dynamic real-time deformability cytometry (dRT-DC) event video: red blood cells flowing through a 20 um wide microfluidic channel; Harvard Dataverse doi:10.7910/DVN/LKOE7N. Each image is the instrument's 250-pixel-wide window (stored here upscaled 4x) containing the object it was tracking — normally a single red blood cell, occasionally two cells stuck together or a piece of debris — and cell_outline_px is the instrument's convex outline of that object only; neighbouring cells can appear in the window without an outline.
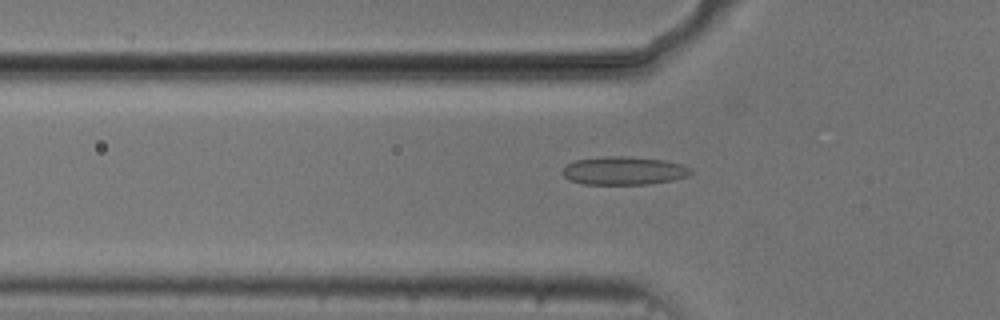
{"species": "common noctule bat (a hibernating species)", "species_latin": "Nyctalus noctula", "temperature_condition": "cold", "stored_images_in_passage": 53, "camera_frame_rate_fps": 3000, "um_per_image_px": 0.085, "animal": {"sex": "male", "body_mass_g": 20.5, "forearm_length_mm": 52.5}, "frame": {"image": 1, "passage_image": 17, "time_ms": 5.333, "image_size_px": [1000, 320], "cell_outline_px": [[692, 172], [688, 176], [672, 180], [648, 184], [584, 184], [568, 180], [560, 172], [568, 164], [576, 160], [604, 156], [628, 156], [664, 160], [680, 164], [692, 168]], "centroid_in_image_um": [53.02, 14.51], "position_along_channel_um": 72.8, "area_um2": 21.15}}
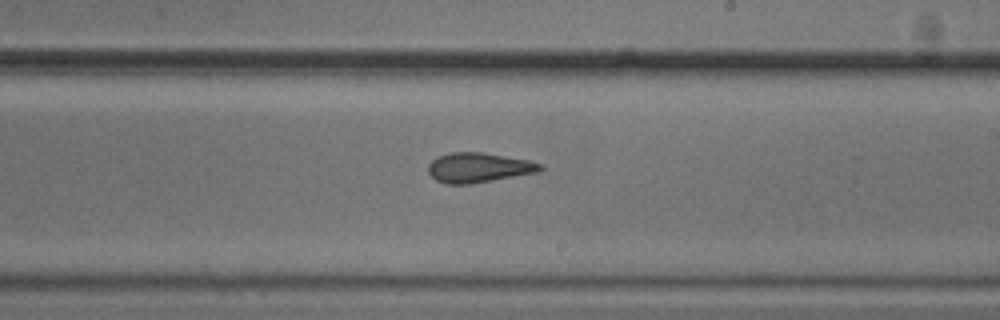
{"frame": {"image": 2, "passage_image": 31, "time_ms": 10.0, "image_size_px": [1000, 320], "cell_outline_px": [[544, 168], [540, 172], [468, 184], [444, 184], [436, 180], [428, 172], [428, 164], [436, 156], [448, 152], [484, 152], [528, 160], [540, 164]], "centroid_in_image_um": [40.65, 14.24], "position_along_channel_um": 248.4, "area_um2": 19.54}}
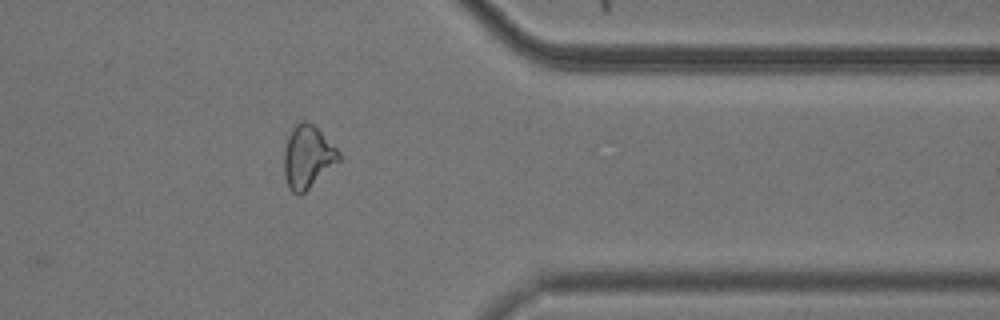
{"frame": {"image": 3, "passage_image": 43, "time_ms": 14.0, "image_size_px": [1000, 320], "cell_outline_px": [[340, 160], [300, 196], [296, 196], [288, 188], [284, 176], [284, 148], [288, 136], [292, 128], [300, 120], [308, 120], [340, 152]], "centroid_in_image_um": [26.11, 13.35], "position_along_channel_um": 385.3, "area_um2": 20.0}, "authors_computed_cell_mechanics": {"area_um2": 20.8658, "velocity_mm_per_s": 3.7443, "shape_relaxation_time_tau1_ms": null, "shape_relaxation_time_tau2_ms": 2.1834, "deformation_change_tau1": null, "deformation_change_tau2": 0.0997}}